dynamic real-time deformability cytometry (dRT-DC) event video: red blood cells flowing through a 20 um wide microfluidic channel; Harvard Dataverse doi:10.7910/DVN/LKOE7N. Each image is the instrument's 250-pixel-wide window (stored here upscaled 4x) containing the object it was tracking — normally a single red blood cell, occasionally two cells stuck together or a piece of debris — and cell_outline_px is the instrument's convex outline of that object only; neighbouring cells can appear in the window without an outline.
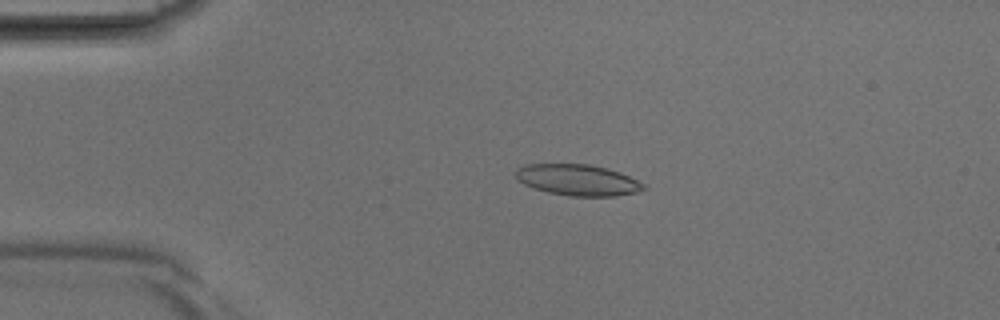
{"species": "Egyptian fruit bat (a non-hibernating species)", "species_latin": "Rousettus aegyptiacus", "temperature_condition": "room temperature", "stored_images_in_passage": 41, "camera_frame_rate_fps": 3000, "um_per_image_px": 0.085, "animal": {"sex": "male"}, "frame": {"image": 1, "passage_image": 9, "time_ms": 2.667, "image_size_px": [1000, 320], "cell_outline_px": [[648, 188], [636, 192], [616, 196], [568, 196], [548, 192], [524, 184], [516, 180], [516, 168], [524, 164], [588, 164], [608, 168], [620, 172], [644, 184]], "centroid_in_image_um": [49.1, 15.29], "position_along_channel_um": 35.9, "area_um2": 23.24}}
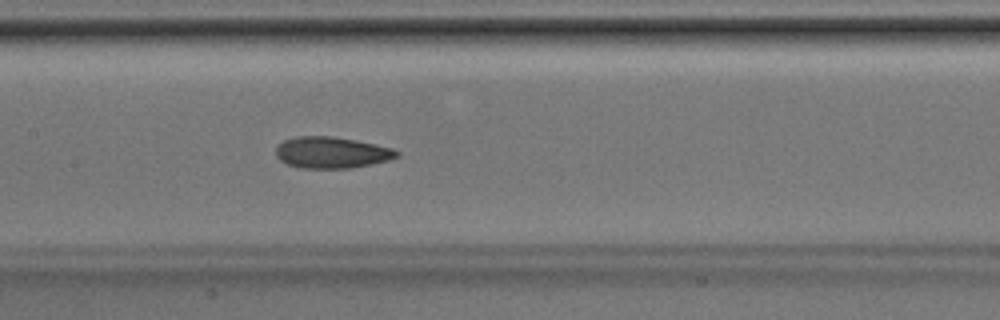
{"frame": {"image": 2, "passage_image": 20, "time_ms": 6.333, "image_size_px": [1000, 320], "cell_outline_px": [[400, 156], [388, 160], [372, 164], [352, 168], [300, 168], [288, 164], [280, 160], [276, 156], [276, 148], [284, 140], [296, 136], [332, 136], [376, 144], [392, 148], [400, 152]], "centroid_in_image_um": [28.2, 12.97], "position_along_channel_um": 179.2, "area_um2": 22.14}}
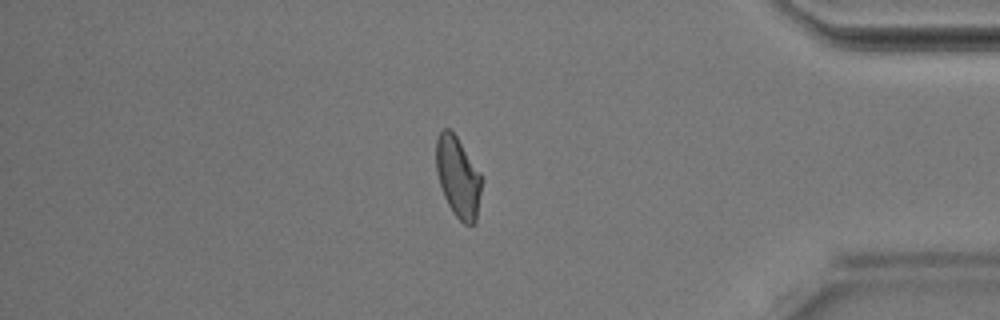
{"frame": {"image": 3, "passage_image": 35, "time_ms": 11.333, "image_size_px": [1000, 320], "cell_outline_px": [[480, 192], [476, 220], [472, 224], [464, 224], [452, 212], [444, 196], [436, 172], [436, 140], [440, 132], [444, 128], [448, 128], [456, 136], [480, 172]], "centroid_in_image_um": [38.9, 15.04], "position_along_channel_um": 396.3, "area_um2": 20.92}}